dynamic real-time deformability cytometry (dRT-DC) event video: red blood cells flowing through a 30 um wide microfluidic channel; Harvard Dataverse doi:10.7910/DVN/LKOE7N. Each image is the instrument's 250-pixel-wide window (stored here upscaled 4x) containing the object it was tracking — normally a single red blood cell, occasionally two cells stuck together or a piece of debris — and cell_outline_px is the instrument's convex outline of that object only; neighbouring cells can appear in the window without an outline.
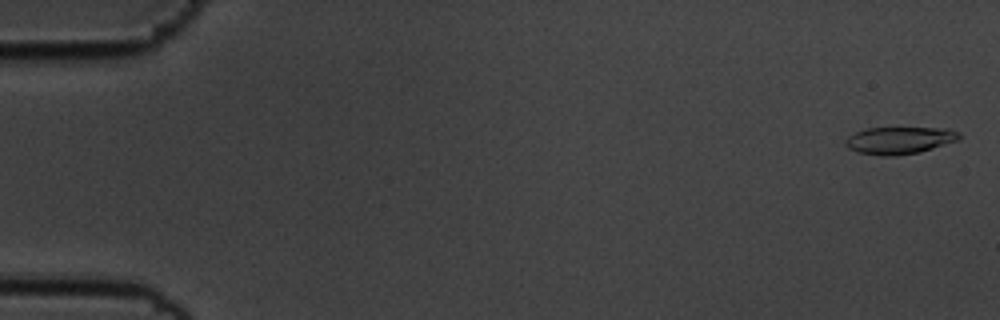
{"species": "common noctule bat (a hibernating species)", "species_latin": "Nyctalus noctula", "temperature_condition": "cold", "stored_images_in_passage": 57, "camera_frame_rate_fps": 3000, "um_per_image_px": 0.085, "animal": {"sex": "male", "body_mass_g": 19.5, "forearm_length_mm": 54.6}, "frame": {"image": 1, "passage_image": 2, "time_ms": 0.333, "image_size_px": [1000, 320], "cell_outline_px": [[960, 140], [920, 152], [896, 156], [880, 156], [856, 152], [848, 148], [844, 144], [844, 140], [848, 136], [856, 132], [868, 128], [948, 128], [960, 132]], "centroid_in_image_um": [76.45, 11.94], "position_along_channel_um": 8.5, "area_um2": 18.26}}
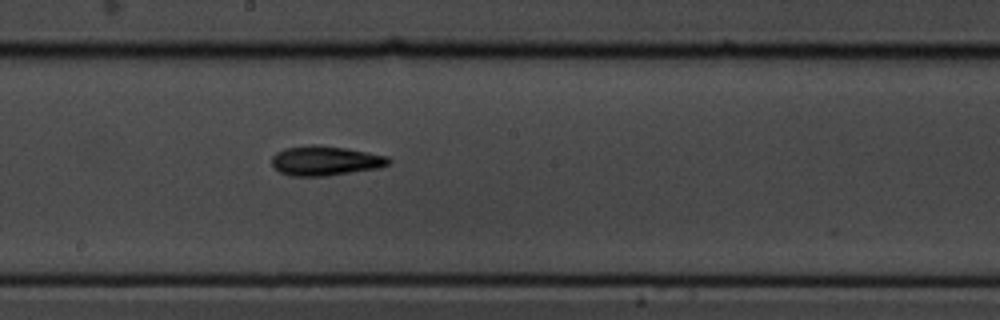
{"frame": {"image": 2, "passage_image": 32, "time_ms": 10.333, "image_size_px": [1000, 320], "cell_outline_px": [[392, 160], [388, 164], [380, 168], [328, 176], [292, 176], [280, 172], [272, 164], [272, 156], [276, 152], [284, 148], [312, 144], [316, 144], [348, 148], [388, 156]], "centroid_in_image_um": [27.67, 13.65], "position_along_channel_um": 220.5, "area_um2": 20.4}}
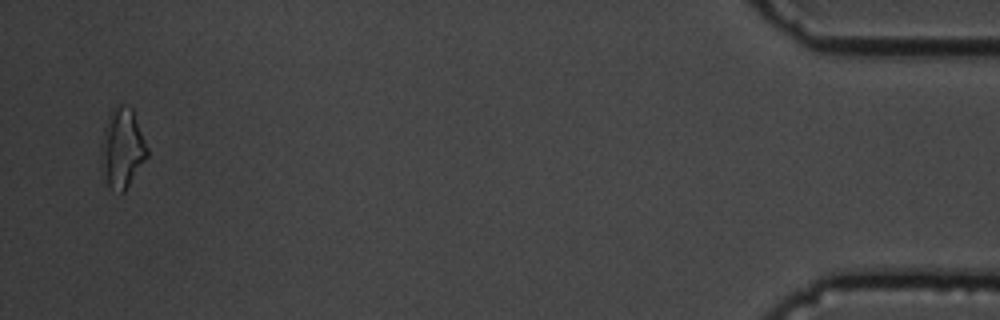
{"frame": {"image": 3, "passage_image": 56, "time_ms": 18.333, "image_size_px": [1000, 320], "cell_outline_px": [[148, 156], [124, 192], [120, 192], [112, 188], [108, 184], [100, 168], [100, 148], [104, 128], [108, 116], [112, 108], [116, 104], [120, 104], [132, 108], [148, 148]], "centroid_in_image_um": [10.37, 12.58], "position_along_channel_um": 424.8, "area_um2": 21.44}, "authors_computed_cell_mechanics": {"area_um2": 19.0162, "velocity_mm_per_s": 3.5493, "shape_relaxation_time_tau1_ms": 3.4397, "shape_relaxation_time_tau2_ms": null, "deformation_change_tau1": 0.1232, "deformation_change_tau2": null}}